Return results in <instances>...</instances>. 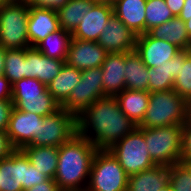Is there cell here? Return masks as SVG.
<instances>
[{
    "instance_id": "1",
    "label": "cell",
    "mask_w": 191,
    "mask_h": 191,
    "mask_svg": "<svg viewBox=\"0 0 191 191\" xmlns=\"http://www.w3.org/2000/svg\"><path fill=\"white\" fill-rule=\"evenodd\" d=\"M76 124L77 134L97 150H109L138 127L121 111L115 96L97 99L76 116Z\"/></svg>"
},
{
    "instance_id": "2",
    "label": "cell",
    "mask_w": 191,
    "mask_h": 191,
    "mask_svg": "<svg viewBox=\"0 0 191 191\" xmlns=\"http://www.w3.org/2000/svg\"><path fill=\"white\" fill-rule=\"evenodd\" d=\"M96 152L92 142L78 134L59 147L54 180L60 190L87 188Z\"/></svg>"
},
{
    "instance_id": "3",
    "label": "cell",
    "mask_w": 191,
    "mask_h": 191,
    "mask_svg": "<svg viewBox=\"0 0 191 191\" xmlns=\"http://www.w3.org/2000/svg\"><path fill=\"white\" fill-rule=\"evenodd\" d=\"M188 119V103L173 89L150 93L149 105L138 128L181 125Z\"/></svg>"
},
{
    "instance_id": "4",
    "label": "cell",
    "mask_w": 191,
    "mask_h": 191,
    "mask_svg": "<svg viewBox=\"0 0 191 191\" xmlns=\"http://www.w3.org/2000/svg\"><path fill=\"white\" fill-rule=\"evenodd\" d=\"M145 137L148 152L156 165L172 166L181 161L183 126L139 128Z\"/></svg>"
},
{
    "instance_id": "5",
    "label": "cell",
    "mask_w": 191,
    "mask_h": 191,
    "mask_svg": "<svg viewBox=\"0 0 191 191\" xmlns=\"http://www.w3.org/2000/svg\"><path fill=\"white\" fill-rule=\"evenodd\" d=\"M12 103L15 109L42 117L61 108L48 92L47 86L36 78H23L12 84Z\"/></svg>"
},
{
    "instance_id": "6",
    "label": "cell",
    "mask_w": 191,
    "mask_h": 191,
    "mask_svg": "<svg viewBox=\"0 0 191 191\" xmlns=\"http://www.w3.org/2000/svg\"><path fill=\"white\" fill-rule=\"evenodd\" d=\"M29 6L7 2L0 5V45L6 49L31 48L28 37Z\"/></svg>"
},
{
    "instance_id": "7",
    "label": "cell",
    "mask_w": 191,
    "mask_h": 191,
    "mask_svg": "<svg viewBox=\"0 0 191 191\" xmlns=\"http://www.w3.org/2000/svg\"><path fill=\"white\" fill-rule=\"evenodd\" d=\"M128 175L109 150H97L87 191H127Z\"/></svg>"
},
{
    "instance_id": "8",
    "label": "cell",
    "mask_w": 191,
    "mask_h": 191,
    "mask_svg": "<svg viewBox=\"0 0 191 191\" xmlns=\"http://www.w3.org/2000/svg\"><path fill=\"white\" fill-rule=\"evenodd\" d=\"M143 132L137 127L133 132L118 141L109 151L118 160L128 176L150 169L152 161Z\"/></svg>"
},
{
    "instance_id": "9",
    "label": "cell",
    "mask_w": 191,
    "mask_h": 191,
    "mask_svg": "<svg viewBox=\"0 0 191 191\" xmlns=\"http://www.w3.org/2000/svg\"><path fill=\"white\" fill-rule=\"evenodd\" d=\"M77 134L76 116L60 108L55 113L44 116L40 123L39 135L28 145L60 147Z\"/></svg>"
},
{
    "instance_id": "10",
    "label": "cell",
    "mask_w": 191,
    "mask_h": 191,
    "mask_svg": "<svg viewBox=\"0 0 191 191\" xmlns=\"http://www.w3.org/2000/svg\"><path fill=\"white\" fill-rule=\"evenodd\" d=\"M102 79L101 67L82 70L80 82L61 108L78 116L97 99L104 97Z\"/></svg>"
},
{
    "instance_id": "11",
    "label": "cell",
    "mask_w": 191,
    "mask_h": 191,
    "mask_svg": "<svg viewBox=\"0 0 191 191\" xmlns=\"http://www.w3.org/2000/svg\"><path fill=\"white\" fill-rule=\"evenodd\" d=\"M43 117L32 112H24L13 107L7 127V135L15 149L27 146L35 136L39 135Z\"/></svg>"
},
{
    "instance_id": "12",
    "label": "cell",
    "mask_w": 191,
    "mask_h": 191,
    "mask_svg": "<svg viewBox=\"0 0 191 191\" xmlns=\"http://www.w3.org/2000/svg\"><path fill=\"white\" fill-rule=\"evenodd\" d=\"M136 39L137 35L113 13L101 31L97 43L107 53H125L135 50Z\"/></svg>"
},
{
    "instance_id": "13",
    "label": "cell",
    "mask_w": 191,
    "mask_h": 191,
    "mask_svg": "<svg viewBox=\"0 0 191 191\" xmlns=\"http://www.w3.org/2000/svg\"><path fill=\"white\" fill-rule=\"evenodd\" d=\"M135 51L141 56L147 67L153 68L171 60L181 49L174 44L155 39L148 33H144L137 36Z\"/></svg>"
},
{
    "instance_id": "14",
    "label": "cell",
    "mask_w": 191,
    "mask_h": 191,
    "mask_svg": "<svg viewBox=\"0 0 191 191\" xmlns=\"http://www.w3.org/2000/svg\"><path fill=\"white\" fill-rule=\"evenodd\" d=\"M107 52L95 41H83L71 38L65 63L69 66L86 70L101 67Z\"/></svg>"
},
{
    "instance_id": "15",
    "label": "cell",
    "mask_w": 191,
    "mask_h": 191,
    "mask_svg": "<svg viewBox=\"0 0 191 191\" xmlns=\"http://www.w3.org/2000/svg\"><path fill=\"white\" fill-rule=\"evenodd\" d=\"M29 158L21 149L0 161V191H24Z\"/></svg>"
},
{
    "instance_id": "16",
    "label": "cell",
    "mask_w": 191,
    "mask_h": 191,
    "mask_svg": "<svg viewBox=\"0 0 191 191\" xmlns=\"http://www.w3.org/2000/svg\"><path fill=\"white\" fill-rule=\"evenodd\" d=\"M65 61L44 56L35 47L26 48V78H36L49 85L56 78Z\"/></svg>"
},
{
    "instance_id": "17",
    "label": "cell",
    "mask_w": 191,
    "mask_h": 191,
    "mask_svg": "<svg viewBox=\"0 0 191 191\" xmlns=\"http://www.w3.org/2000/svg\"><path fill=\"white\" fill-rule=\"evenodd\" d=\"M112 14V5L96 3L71 34L72 38L97 42L101 31L104 30V27Z\"/></svg>"
},
{
    "instance_id": "18",
    "label": "cell",
    "mask_w": 191,
    "mask_h": 191,
    "mask_svg": "<svg viewBox=\"0 0 191 191\" xmlns=\"http://www.w3.org/2000/svg\"><path fill=\"white\" fill-rule=\"evenodd\" d=\"M125 53H107L102 68L105 96H116L125 89Z\"/></svg>"
},
{
    "instance_id": "19",
    "label": "cell",
    "mask_w": 191,
    "mask_h": 191,
    "mask_svg": "<svg viewBox=\"0 0 191 191\" xmlns=\"http://www.w3.org/2000/svg\"><path fill=\"white\" fill-rule=\"evenodd\" d=\"M190 49L181 50L171 60L159 67H148L149 92L173 89L174 79L179 76L180 64L184 63Z\"/></svg>"
},
{
    "instance_id": "20",
    "label": "cell",
    "mask_w": 191,
    "mask_h": 191,
    "mask_svg": "<svg viewBox=\"0 0 191 191\" xmlns=\"http://www.w3.org/2000/svg\"><path fill=\"white\" fill-rule=\"evenodd\" d=\"M28 37L31 47H35L49 34L60 29L57 12L52 9L29 7Z\"/></svg>"
},
{
    "instance_id": "21",
    "label": "cell",
    "mask_w": 191,
    "mask_h": 191,
    "mask_svg": "<svg viewBox=\"0 0 191 191\" xmlns=\"http://www.w3.org/2000/svg\"><path fill=\"white\" fill-rule=\"evenodd\" d=\"M147 0H116L113 13L137 36L145 33Z\"/></svg>"
},
{
    "instance_id": "22",
    "label": "cell",
    "mask_w": 191,
    "mask_h": 191,
    "mask_svg": "<svg viewBox=\"0 0 191 191\" xmlns=\"http://www.w3.org/2000/svg\"><path fill=\"white\" fill-rule=\"evenodd\" d=\"M169 183V166L155 165L128 176L127 191H159Z\"/></svg>"
},
{
    "instance_id": "23",
    "label": "cell",
    "mask_w": 191,
    "mask_h": 191,
    "mask_svg": "<svg viewBox=\"0 0 191 191\" xmlns=\"http://www.w3.org/2000/svg\"><path fill=\"white\" fill-rule=\"evenodd\" d=\"M115 97L118 100L121 111L135 124L139 125L148 108L150 92L125 88Z\"/></svg>"
},
{
    "instance_id": "24",
    "label": "cell",
    "mask_w": 191,
    "mask_h": 191,
    "mask_svg": "<svg viewBox=\"0 0 191 191\" xmlns=\"http://www.w3.org/2000/svg\"><path fill=\"white\" fill-rule=\"evenodd\" d=\"M147 33L155 39L174 44L181 50L190 49L191 39L185 22L179 16L173 17L157 27H153Z\"/></svg>"
},
{
    "instance_id": "25",
    "label": "cell",
    "mask_w": 191,
    "mask_h": 191,
    "mask_svg": "<svg viewBox=\"0 0 191 191\" xmlns=\"http://www.w3.org/2000/svg\"><path fill=\"white\" fill-rule=\"evenodd\" d=\"M82 70L64 64L59 75L47 85L48 92L62 106L69 98L74 87L81 80Z\"/></svg>"
},
{
    "instance_id": "26",
    "label": "cell",
    "mask_w": 191,
    "mask_h": 191,
    "mask_svg": "<svg viewBox=\"0 0 191 191\" xmlns=\"http://www.w3.org/2000/svg\"><path fill=\"white\" fill-rule=\"evenodd\" d=\"M125 88L149 92L148 67L134 50L125 52Z\"/></svg>"
},
{
    "instance_id": "27",
    "label": "cell",
    "mask_w": 191,
    "mask_h": 191,
    "mask_svg": "<svg viewBox=\"0 0 191 191\" xmlns=\"http://www.w3.org/2000/svg\"><path fill=\"white\" fill-rule=\"evenodd\" d=\"M30 163L41 173L54 179L57 169L59 147L27 145L21 149Z\"/></svg>"
},
{
    "instance_id": "28",
    "label": "cell",
    "mask_w": 191,
    "mask_h": 191,
    "mask_svg": "<svg viewBox=\"0 0 191 191\" xmlns=\"http://www.w3.org/2000/svg\"><path fill=\"white\" fill-rule=\"evenodd\" d=\"M95 4L93 0H70L56 11L60 28L72 34Z\"/></svg>"
},
{
    "instance_id": "29",
    "label": "cell",
    "mask_w": 191,
    "mask_h": 191,
    "mask_svg": "<svg viewBox=\"0 0 191 191\" xmlns=\"http://www.w3.org/2000/svg\"><path fill=\"white\" fill-rule=\"evenodd\" d=\"M71 38V33L60 28L40 41L35 48L44 56L66 61Z\"/></svg>"
},
{
    "instance_id": "30",
    "label": "cell",
    "mask_w": 191,
    "mask_h": 191,
    "mask_svg": "<svg viewBox=\"0 0 191 191\" xmlns=\"http://www.w3.org/2000/svg\"><path fill=\"white\" fill-rule=\"evenodd\" d=\"M4 68V76L11 84L26 78V48L7 49Z\"/></svg>"
},
{
    "instance_id": "31",
    "label": "cell",
    "mask_w": 191,
    "mask_h": 191,
    "mask_svg": "<svg viewBox=\"0 0 191 191\" xmlns=\"http://www.w3.org/2000/svg\"><path fill=\"white\" fill-rule=\"evenodd\" d=\"M145 16V33L175 17L164 0H147Z\"/></svg>"
},
{
    "instance_id": "32",
    "label": "cell",
    "mask_w": 191,
    "mask_h": 191,
    "mask_svg": "<svg viewBox=\"0 0 191 191\" xmlns=\"http://www.w3.org/2000/svg\"><path fill=\"white\" fill-rule=\"evenodd\" d=\"M169 183L173 191H191V163H175L169 167Z\"/></svg>"
},
{
    "instance_id": "33",
    "label": "cell",
    "mask_w": 191,
    "mask_h": 191,
    "mask_svg": "<svg viewBox=\"0 0 191 191\" xmlns=\"http://www.w3.org/2000/svg\"><path fill=\"white\" fill-rule=\"evenodd\" d=\"M173 90L187 103L191 101V53L180 64L179 76L174 79Z\"/></svg>"
},
{
    "instance_id": "34",
    "label": "cell",
    "mask_w": 191,
    "mask_h": 191,
    "mask_svg": "<svg viewBox=\"0 0 191 191\" xmlns=\"http://www.w3.org/2000/svg\"><path fill=\"white\" fill-rule=\"evenodd\" d=\"M180 162L191 163V120L189 118L183 125Z\"/></svg>"
},
{
    "instance_id": "35",
    "label": "cell",
    "mask_w": 191,
    "mask_h": 191,
    "mask_svg": "<svg viewBox=\"0 0 191 191\" xmlns=\"http://www.w3.org/2000/svg\"><path fill=\"white\" fill-rule=\"evenodd\" d=\"M47 179H49V177L41 173L38 169H35V166L30 163L29 160V166L26 168V183H24V190H27L36 184H40Z\"/></svg>"
},
{
    "instance_id": "36",
    "label": "cell",
    "mask_w": 191,
    "mask_h": 191,
    "mask_svg": "<svg viewBox=\"0 0 191 191\" xmlns=\"http://www.w3.org/2000/svg\"><path fill=\"white\" fill-rule=\"evenodd\" d=\"M70 0H30L28 2L29 7H35L38 9H52L57 11L64 7Z\"/></svg>"
},
{
    "instance_id": "37",
    "label": "cell",
    "mask_w": 191,
    "mask_h": 191,
    "mask_svg": "<svg viewBox=\"0 0 191 191\" xmlns=\"http://www.w3.org/2000/svg\"><path fill=\"white\" fill-rule=\"evenodd\" d=\"M12 109V100H0V131L7 130Z\"/></svg>"
},
{
    "instance_id": "38",
    "label": "cell",
    "mask_w": 191,
    "mask_h": 191,
    "mask_svg": "<svg viewBox=\"0 0 191 191\" xmlns=\"http://www.w3.org/2000/svg\"><path fill=\"white\" fill-rule=\"evenodd\" d=\"M16 149L12 146L6 131H0V161L9 157Z\"/></svg>"
},
{
    "instance_id": "39",
    "label": "cell",
    "mask_w": 191,
    "mask_h": 191,
    "mask_svg": "<svg viewBox=\"0 0 191 191\" xmlns=\"http://www.w3.org/2000/svg\"><path fill=\"white\" fill-rule=\"evenodd\" d=\"M0 100H12V84L4 76H0Z\"/></svg>"
},
{
    "instance_id": "40",
    "label": "cell",
    "mask_w": 191,
    "mask_h": 191,
    "mask_svg": "<svg viewBox=\"0 0 191 191\" xmlns=\"http://www.w3.org/2000/svg\"><path fill=\"white\" fill-rule=\"evenodd\" d=\"M24 191H60V188L54 179L49 178L44 182L36 184L33 187Z\"/></svg>"
},
{
    "instance_id": "41",
    "label": "cell",
    "mask_w": 191,
    "mask_h": 191,
    "mask_svg": "<svg viewBox=\"0 0 191 191\" xmlns=\"http://www.w3.org/2000/svg\"><path fill=\"white\" fill-rule=\"evenodd\" d=\"M169 10L176 17L179 16L184 7L185 0H164Z\"/></svg>"
},
{
    "instance_id": "42",
    "label": "cell",
    "mask_w": 191,
    "mask_h": 191,
    "mask_svg": "<svg viewBox=\"0 0 191 191\" xmlns=\"http://www.w3.org/2000/svg\"><path fill=\"white\" fill-rule=\"evenodd\" d=\"M179 17L185 22L188 35L191 39V11H181Z\"/></svg>"
},
{
    "instance_id": "43",
    "label": "cell",
    "mask_w": 191,
    "mask_h": 191,
    "mask_svg": "<svg viewBox=\"0 0 191 191\" xmlns=\"http://www.w3.org/2000/svg\"><path fill=\"white\" fill-rule=\"evenodd\" d=\"M6 48L0 45V76L4 75V64H5V56H6Z\"/></svg>"
},
{
    "instance_id": "44",
    "label": "cell",
    "mask_w": 191,
    "mask_h": 191,
    "mask_svg": "<svg viewBox=\"0 0 191 191\" xmlns=\"http://www.w3.org/2000/svg\"><path fill=\"white\" fill-rule=\"evenodd\" d=\"M182 11H191V0H185Z\"/></svg>"
},
{
    "instance_id": "45",
    "label": "cell",
    "mask_w": 191,
    "mask_h": 191,
    "mask_svg": "<svg viewBox=\"0 0 191 191\" xmlns=\"http://www.w3.org/2000/svg\"><path fill=\"white\" fill-rule=\"evenodd\" d=\"M96 3L113 5L116 0H93Z\"/></svg>"
},
{
    "instance_id": "46",
    "label": "cell",
    "mask_w": 191,
    "mask_h": 191,
    "mask_svg": "<svg viewBox=\"0 0 191 191\" xmlns=\"http://www.w3.org/2000/svg\"><path fill=\"white\" fill-rule=\"evenodd\" d=\"M30 0H6V3L7 2H13V3H26L28 4Z\"/></svg>"
},
{
    "instance_id": "47",
    "label": "cell",
    "mask_w": 191,
    "mask_h": 191,
    "mask_svg": "<svg viewBox=\"0 0 191 191\" xmlns=\"http://www.w3.org/2000/svg\"><path fill=\"white\" fill-rule=\"evenodd\" d=\"M159 191H173L171 188L170 183H168L166 186L162 187Z\"/></svg>"
},
{
    "instance_id": "48",
    "label": "cell",
    "mask_w": 191,
    "mask_h": 191,
    "mask_svg": "<svg viewBox=\"0 0 191 191\" xmlns=\"http://www.w3.org/2000/svg\"><path fill=\"white\" fill-rule=\"evenodd\" d=\"M188 118L191 120V101L188 103Z\"/></svg>"
},
{
    "instance_id": "49",
    "label": "cell",
    "mask_w": 191,
    "mask_h": 191,
    "mask_svg": "<svg viewBox=\"0 0 191 191\" xmlns=\"http://www.w3.org/2000/svg\"><path fill=\"white\" fill-rule=\"evenodd\" d=\"M60 191H87V189H70V190H60Z\"/></svg>"
},
{
    "instance_id": "50",
    "label": "cell",
    "mask_w": 191,
    "mask_h": 191,
    "mask_svg": "<svg viewBox=\"0 0 191 191\" xmlns=\"http://www.w3.org/2000/svg\"><path fill=\"white\" fill-rule=\"evenodd\" d=\"M6 3V0H0V5Z\"/></svg>"
}]
</instances>
